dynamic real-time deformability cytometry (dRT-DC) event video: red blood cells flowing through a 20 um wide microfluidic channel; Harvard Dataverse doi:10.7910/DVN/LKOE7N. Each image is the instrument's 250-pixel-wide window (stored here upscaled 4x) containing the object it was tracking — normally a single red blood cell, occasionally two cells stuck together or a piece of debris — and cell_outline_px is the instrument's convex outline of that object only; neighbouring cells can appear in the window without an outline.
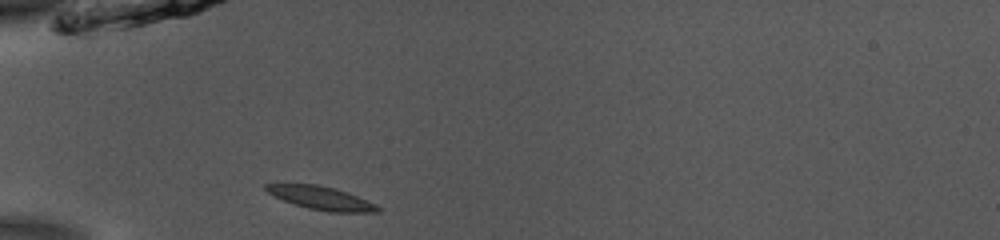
{"species": "common noctule bat (a hibernating species)", "species_latin": "Nyctalus noctula", "temperature_condition": "room temperature", "stored_images_in_passage": 37, "camera_frame_rate_fps": 3000, "um_per_image_px": 0.085, "animal": {"sex": "male", "body_mass_g": 13.0, "forearm_length_mm": 53.1}, "frame": {"image": 1, "passage_image": 1, "time_ms": 0.0, "image_size_px": [1000, 240], "cell_outline_px": [[384, 208], [380, 212], [328, 212], [308, 208], [284, 200], [268, 192], [264, 188], [264, 184], [316, 184], [336, 188], [348, 192], [376, 204]], "centroid_in_image_um": [27.38, 16.84], "position_along_channel_um": 57.6, "area_um2": 15.14}}
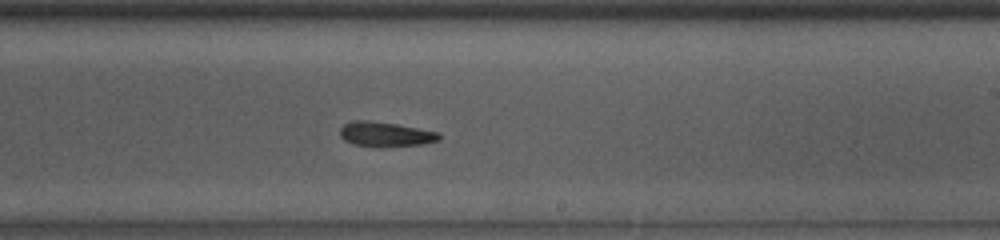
{"frame": {"image": 2, "passage_image": 17, "time_ms": 5.333, "image_size_px": [1000, 240], "cell_outline_px": [[440, 140], [424, 144], [352, 144], [344, 140], [340, 136], [340, 128], [344, 124], [352, 120], [368, 120], [396, 124], [440, 132]], "centroid_in_image_um": [32.76, 11.35], "position_along_channel_um": 256.2, "area_um2": 13.58}}
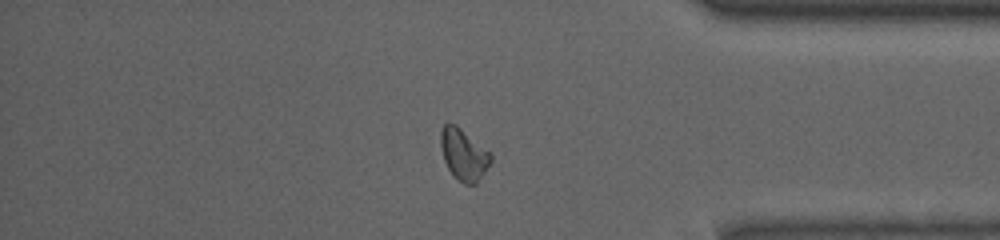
{"frame": {"image": 3, "passage_image": 29, "time_ms": 9.333, "image_size_px": [1000, 240], "cell_outline_px": [[492, 160], [476, 184], [464, 184], [448, 168], [444, 160], [440, 144], [440, 132], [444, 124], [448, 120], [456, 124], [488, 152], [492, 156]], "centroid_in_image_um": [39.38, 13.09], "position_along_channel_um": 395.8, "area_um2": 14.68}, "authors_computed_cell_mechanics": {"area_um2": 14.5656, "velocity_mm_per_s": 3.8677, "shape_relaxation_time_tau1_ms": 6.7811, "shape_relaxation_time_tau2_ms": 6.0416, "deformation_change_tau1": 0.2033, "deformation_change_tau2": 0.1361}}